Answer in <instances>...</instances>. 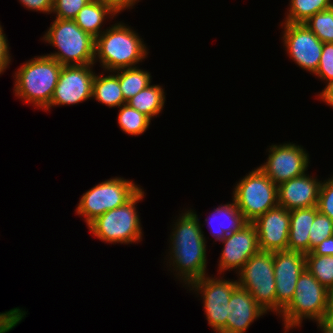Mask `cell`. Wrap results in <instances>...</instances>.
Wrapping results in <instances>:
<instances>
[{
    "label": "cell",
    "instance_id": "obj_23",
    "mask_svg": "<svg viewBox=\"0 0 333 333\" xmlns=\"http://www.w3.org/2000/svg\"><path fill=\"white\" fill-rule=\"evenodd\" d=\"M165 94L163 86L150 84L130 98L127 104L152 120V118L162 113L166 101Z\"/></svg>",
    "mask_w": 333,
    "mask_h": 333
},
{
    "label": "cell",
    "instance_id": "obj_18",
    "mask_svg": "<svg viewBox=\"0 0 333 333\" xmlns=\"http://www.w3.org/2000/svg\"><path fill=\"white\" fill-rule=\"evenodd\" d=\"M267 312L255 301L248 290L237 286L228 304L226 333H246L250 325Z\"/></svg>",
    "mask_w": 333,
    "mask_h": 333
},
{
    "label": "cell",
    "instance_id": "obj_28",
    "mask_svg": "<svg viewBox=\"0 0 333 333\" xmlns=\"http://www.w3.org/2000/svg\"><path fill=\"white\" fill-rule=\"evenodd\" d=\"M305 25L323 43H333V7L314 14Z\"/></svg>",
    "mask_w": 333,
    "mask_h": 333
},
{
    "label": "cell",
    "instance_id": "obj_12",
    "mask_svg": "<svg viewBox=\"0 0 333 333\" xmlns=\"http://www.w3.org/2000/svg\"><path fill=\"white\" fill-rule=\"evenodd\" d=\"M283 47L289 57L302 70L314 75L318 69L323 42L305 23L281 22Z\"/></svg>",
    "mask_w": 333,
    "mask_h": 333
},
{
    "label": "cell",
    "instance_id": "obj_8",
    "mask_svg": "<svg viewBox=\"0 0 333 333\" xmlns=\"http://www.w3.org/2000/svg\"><path fill=\"white\" fill-rule=\"evenodd\" d=\"M141 187L123 177H111L96 184L81 196L76 215L84 217L87 226L107 211L128 202Z\"/></svg>",
    "mask_w": 333,
    "mask_h": 333
},
{
    "label": "cell",
    "instance_id": "obj_7",
    "mask_svg": "<svg viewBox=\"0 0 333 333\" xmlns=\"http://www.w3.org/2000/svg\"><path fill=\"white\" fill-rule=\"evenodd\" d=\"M234 186L232 199L247 222L278 206L277 185L259 167Z\"/></svg>",
    "mask_w": 333,
    "mask_h": 333
},
{
    "label": "cell",
    "instance_id": "obj_3",
    "mask_svg": "<svg viewBox=\"0 0 333 333\" xmlns=\"http://www.w3.org/2000/svg\"><path fill=\"white\" fill-rule=\"evenodd\" d=\"M62 65L48 55L34 58L20 65L13 78V93L24 103L45 109L50 105Z\"/></svg>",
    "mask_w": 333,
    "mask_h": 333
},
{
    "label": "cell",
    "instance_id": "obj_30",
    "mask_svg": "<svg viewBox=\"0 0 333 333\" xmlns=\"http://www.w3.org/2000/svg\"><path fill=\"white\" fill-rule=\"evenodd\" d=\"M92 0H53L52 14L56 18L74 20L78 12Z\"/></svg>",
    "mask_w": 333,
    "mask_h": 333
},
{
    "label": "cell",
    "instance_id": "obj_37",
    "mask_svg": "<svg viewBox=\"0 0 333 333\" xmlns=\"http://www.w3.org/2000/svg\"><path fill=\"white\" fill-rule=\"evenodd\" d=\"M318 98L325 102L328 106L333 108V79L328 81Z\"/></svg>",
    "mask_w": 333,
    "mask_h": 333
},
{
    "label": "cell",
    "instance_id": "obj_6",
    "mask_svg": "<svg viewBox=\"0 0 333 333\" xmlns=\"http://www.w3.org/2000/svg\"><path fill=\"white\" fill-rule=\"evenodd\" d=\"M328 289L307 269L299 276L292 301L280 313L284 333L302 327L303 320L324 321L327 312Z\"/></svg>",
    "mask_w": 333,
    "mask_h": 333
},
{
    "label": "cell",
    "instance_id": "obj_5",
    "mask_svg": "<svg viewBox=\"0 0 333 333\" xmlns=\"http://www.w3.org/2000/svg\"><path fill=\"white\" fill-rule=\"evenodd\" d=\"M143 190L141 188L124 205L109 210L92 221L87 226L92 235L113 245L141 242L144 234L136 206L146 195Z\"/></svg>",
    "mask_w": 333,
    "mask_h": 333
},
{
    "label": "cell",
    "instance_id": "obj_36",
    "mask_svg": "<svg viewBox=\"0 0 333 333\" xmlns=\"http://www.w3.org/2000/svg\"><path fill=\"white\" fill-rule=\"evenodd\" d=\"M311 252L318 256H333V236L323 240Z\"/></svg>",
    "mask_w": 333,
    "mask_h": 333
},
{
    "label": "cell",
    "instance_id": "obj_21",
    "mask_svg": "<svg viewBox=\"0 0 333 333\" xmlns=\"http://www.w3.org/2000/svg\"><path fill=\"white\" fill-rule=\"evenodd\" d=\"M95 74L93 80L92 99L109 108L120 107L126 104L118 79V70L107 72L108 75ZM111 73V74H110ZM105 75V76H103Z\"/></svg>",
    "mask_w": 333,
    "mask_h": 333
},
{
    "label": "cell",
    "instance_id": "obj_24",
    "mask_svg": "<svg viewBox=\"0 0 333 333\" xmlns=\"http://www.w3.org/2000/svg\"><path fill=\"white\" fill-rule=\"evenodd\" d=\"M118 79L122 95L126 102L152 82L151 73L139 68V66L119 69Z\"/></svg>",
    "mask_w": 333,
    "mask_h": 333
},
{
    "label": "cell",
    "instance_id": "obj_20",
    "mask_svg": "<svg viewBox=\"0 0 333 333\" xmlns=\"http://www.w3.org/2000/svg\"><path fill=\"white\" fill-rule=\"evenodd\" d=\"M317 206L290 211V229L287 250L310 253L309 232L318 213Z\"/></svg>",
    "mask_w": 333,
    "mask_h": 333
},
{
    "label": "cell",
    "instance_id": "obj_26",
    "mask_svg": "<svg viewBox=\"0 0 333 333\" xmlns=\"http://www.w3.org/2000/svg\"><path fill=\"white\" fill-rule=\"evenodd\" d=\"M117 121L122 132L132 136L145 133L151 124L148 116L131 108L127 103L119 107Z\"/></svg>",
    "mask_w": 333,
    "mask_h": 333
},
{
    "label": "cell",
    "instance_id": "obj_25",
    "mask_svg": "<svg viewBox=\"0 0 333 333\" xmlns=\"http://www.w3.org/2000/svg\"><path fill=\"white\" fill-rule=\"evenodd\" d=\"M333 0H290L284 22L305 23L314 14L332 7Z\"/></svg>",
    "mask_w": 333,
    "mask_h": 333
},
{
    "label": "cell",
    "instance_id": "obj_11",
    "mask_svg": "<svg viewBox=\"0 0 333 333\" xmlns=\"http://www.w3.org/2000/svg\"><path fill=\"white\" fill-rule=\"evenodd\" d=\"M268 158L258 166L275 185H280L307 172L310 158L301 145L292 142L272 144L267 148Z\"/></svg>",
    "mask_w": 333,
    "mask_h": 333
},
{
    "label": "cell",
    "instance_id": "obj_4",
    "mask_svg": "<svg viewBox=\"0 0 333 333\" xmlns=\"http://www.w3.org/2000/svg\"><path fill=\"white\" fill-rule=\"evenodd\" d=\"M57 52L46 54L62 66L94 64L95 38L74 20L55 18L42 37Z\"/></svg>",
    "mask_w": 333,
    "mask_h": 333
},
{
    "label": "cell",
    "instance_id": "obj_13",
    "mask_svg": "<svg viewBox=\"0 0 333 333\" xmlns=\"http://www.w3.org/2000/svg\"><path fill=\"white\" fill-rule=\"evenodd\" d=\"M94 64L62 66L58 83L54 89L50 105L52 107L75 105L92 99Z\"/></svg>",
    "mask_w": 333,
    "mask_h": 333
},
{
    "label": "cell",
    "instance_id": "obj_16",
    "mask_svg": "<svg viewBox=\"0 0 333 333\" xmlns=\"http://www.w3.org/2000/svg\"><path fill=\"white\" fill-rule=\"evenodd\" d=\"M256 228L260 251L287 250L290 229V211L277 206L252 222Z\"/></svg>",
    "mask_w": 333,
    "mask_h": 333
},
{
    "label": "cell",
    "instance_id": "obj_1",
    "mask_svg": "<svg viewBox=\"0 0 333 333\" xmlns=\"http://www.w3.org/2000/svg\"><path fill=\"white\" fill-rule=\"evenodd\" d=\"M194 211L185 208L175 220L169 238L168 259L165 258L167 267L169 263V270L175 272L174 277L184 283V287L208 274L204 225Z\"/></svg>",
    "mask_w": 333,
    "mask_h": 333
},
{
    "label": "cell",
    "instance_id": "obj_17",
    "mask_svg": "<svg viewBox=\"0 0 333 333\" xmlns=\"http://www.w3.org/2000/svg\"><path fill=\"white\" fill-rule=\"evenodd\" d=\"M322 181L306 172L277 186L278 206L288 211L317 206Z\"/></svg>",
    "mask_w": 333,
    "mask_h": 333
},
{
    "label": "cell",
    "instance_id": "obj_38",
    "mask_svg": "<svg viewBox=\"0 0 333 333\" xmlns=\"http://www.w3.org/2000/svg\"><path fill=\"white\" fill-rule=\"evenodd\" d=\"M324 321L333 324V287L328 289V304Z\"/></svg>",
    "mask_w": 333,
    "mask_h": 333
},
{
    "label": "cell",
    "instance_id": "obj_29",
    "mask_svg": "<svg viewBox=\"0 0 333 333\" xmlns=\"http://www.w3.org/2000/svg\"><path fill=\"white\" fill-rule=\"evenodd\" d=\"M333 236V220L318 212L310 228V252L323 240Z\"/></svg>",
    "mask_w": 333,
    "mask_h": 333
},
{
    "label": "cell",
    "instance_id": "obj_9",
    "mask_svg": "<svg viewBox=\"0 0 333 333\" xmlns=\"http://www.w3.org/2000/svg\"><path fill=\"white\" fill-rule=\"evenodd\" d=\"M236 274L238 286L248 290L267 313L276 314L273 252H257Z\"/></svg>",
    "mask_w": 333,
    "mask_h": 333
},
{
    "label": "cell",
    "instance_id": "obj_35",
    "mask_svg": "<svg viewBox=\"0 0 333 333\" xmlns=\"http://www.w3.org/2000/svg\"><path fill=\"white\" fill-rule=\"evenodd\" d=\"M98 3L109 6L115 13L119 14L126 9L134 8L139 0H94Z\"/></svg>",
    "mask_w": 333,
    "mask_h": 333
},
{
    "label": "cell",
    "instance_id": "obj_19",
    "mask_svg": "<svg viewBox=\"0 0 333 333\" xmlns=\"http://www.w3.org/2000/svg\"><path fill=\"white\" fill-rule=\"evenodd\" d=\"M232 203L219 205L205 218V223L209 226L210 235L214 241L223 240L228 234L237 232L247 221L239 211L233 199Z\"/></svg>",
    "mask_w": 333,
    "mask_h": 333
},
{
    "label": "cell",
    "instance_id": "obj_39",
    "mask_svg": "<svg viewBox=\"0 0 333 333\" xmlns=\"http://www.w3.org/2000/svg\"><path fill=\"white\" fill-rule=\"evenodd\" d=\"M317 328L322 331V333H333V324L326 321H318Z\"/></svg>",
    "mask_w": 333,
    "mask_h": 333
},
{
    "label": "cell",
    "instance_id": "obj_34",
    "mask_svg": "<svg viewBox=\"0 0 333 333\" xmlns=\"http://www.w3.org/2000/svg\"><path fill=\"white\" fill-rule=\"evenodd\" d=\"M19 3L31 11H39L43 14L52 13L53 0H19Z\"/></svg>",
    "mask_w": 333,
    "mask_h": 333
},
{
    "label": "cell",
    "instance_id": "obj_27",
    "mask_svg": "<svg viewBox=\"0 0 333 333\" xmlns=\"http://www.w3.org/2000/svg\"><path fill=\"white\" fill-rule=\"evenodd\" d=\"M306 269L327 289L333 287V256L305 254Z\"/></svg>",
    "mask_w": 333,
    "mask_h": 333
},
{
    "label": "cell",
    "instance_id": "obj_33",
    "mask_svg": "<svg viewBox=\"0 0 333 333\" xmlns=\"http://www.w3.org/2000/svg\"><path fill=\"white\" fill-rule=\"evenodd\" d=\"M9 43L4 33V30L0 24V75L9 68V64H11V57L9 51Z\"/></svg>",
    "mask_w": 333,
    "mask_h": 333
},
{
    "label": "cell",
    "instance_id": "obj_22",
    "mask_svg": "<svg viewBox=\"0 0 333 333\" xmlns=\"http://www.w3.org/2000/svg\"><path fill=\"white\" fill-rule=\"evenodd\" d=\"M117 15L109 6L92 0L78 12L74 21L83 31L96 38L106 30H102L106 19H113Z\"/></svg>",
    "mask_w": 333,
    "mask_h": 333
},
{
    "label": "cell",
    "instance_id": "obj_31",
    "mask_svg": "<svg viewBox=\"0 0 333 333\" xmlns=\"http://www.w3.org/2000/svg\"><path fill=\"white\" fill-rule=\"evenodd\" d=\"M317 208L320 213L333 220V174L321 183Z\"/></svg>",
    "mask_w": 333,
    "mask_h": 333
},
{
    "label": "cell",
    "instance_id": "obj_10",
    "mask_svg": "<svg viewBox=\"0 0 333 333\" xmlns=\"http://www.w3.org/2000/svg\"><path fill=\"white\" fill-rule=\"evenodd\" d=\"M237 286V280L229 278L227 280L221 275L213 277L208 274L187 286L189 292L194 290L198 297L200 294L206 320L215 333H226L228 304Z\"/></svg>",
    "mask_w": 333,
    "mask_h": 333
},
{
    "label": "cell",
    "instance_id": "obj_32",
    "mask_svg": "<svg viewBox=\"0 0 333 333\" xmlns=\"http://www.w3.org/2000/svg\"><path fill=\"white\" fill-rule=\"evenodd\" d=\"M326 84L333 79V43H323L322 54L320 57L318 69L314 73Z\"/></svg>",
    "mask_w": 333,
    "mask_h": 333
},
{
    "label": "cell",
    "instance_id": "obj_2",
    "mask_svg": "<svg viewBox=\"0 0 333 333\" xmlns=\"http://www.w3.org/2000/svg\"><path fill=\"white\" fill-rule=\"evenodd\" d=\"M110 26L95 38L94 65L105 72L137 67L149 53L143 38L122 21Z\"/></svg>",
    "mask_w": 333,
    "mask_h": 333
},
{
    "label": "cell",
    "instance_id": "obj_15",
    "mask_svg": "<svg viewBox=\"0 0 333 333\" xmlns=\"http://www.w3.org/2000/svg\"><path fill=\"white\" fill-rule=\"evenodd\" d=\"M220 242L224 246L218 261V274L221 275L226 271L237 273L254 254L260 251L257 231L252 222H247L237 232L228 234Z\"/></svg>",
    "mask_w": 333,
    "mask_h": 333
},
{
    "label": "cell",
    "instance_id": "obj_14",
    "mask_svg": "<svg viewBox=\"0 0 333 333\" xmlns=\"http://www.w3.org/2000/svg\"><path fill=\"white\" fill-rule=\"evenodd\" d=\"M273 265L279 316L292 301L299 276L306 269L305 254L291 250L273 252Z\"/></svg>",
    "mask_w": 333,
    "mask_h": 333
}]
</instances>
